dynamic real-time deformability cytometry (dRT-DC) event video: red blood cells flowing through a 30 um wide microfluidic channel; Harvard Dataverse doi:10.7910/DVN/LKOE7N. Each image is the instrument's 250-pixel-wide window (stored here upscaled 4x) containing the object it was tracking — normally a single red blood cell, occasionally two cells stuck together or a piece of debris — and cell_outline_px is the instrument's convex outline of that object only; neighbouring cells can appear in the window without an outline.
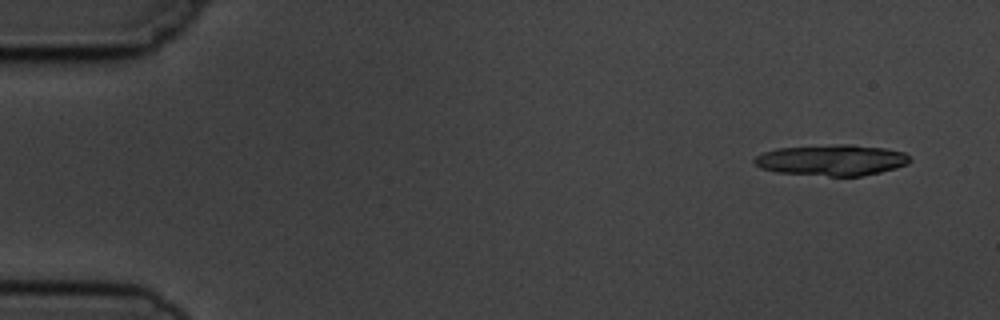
{"species": "common noctule bat (a hibernating species)", "species_latin": "Nyctalus noctula", "temperature_condition": "cold", "stored_images_in_passage": 4, "camera_frame_rate_fps": 3000, "um_per_image_px": 0.085, "animal": {"sex": "male", "body_mass_g": 19.5, "forearm_length_mm": 54.6}, "frame": {"image": 1, "passage_image": 1, "time_ms": 0.0, "image_size_px": [1000, 320], "cell_outline_px": [[912, 160], [908, 164], [896, 168], [880, 172], [860, 176], [828, 176], [776, 172], [760, 168], [752, 160], [756, 156], [764, 152], [776, 148], [836, 144], [852, 144], [884, 148], [904, 152]], "centroid_in_image_um": [70.7, 13.6], "position_along_channel_um": 14.3, "area_um2": 28.21}}